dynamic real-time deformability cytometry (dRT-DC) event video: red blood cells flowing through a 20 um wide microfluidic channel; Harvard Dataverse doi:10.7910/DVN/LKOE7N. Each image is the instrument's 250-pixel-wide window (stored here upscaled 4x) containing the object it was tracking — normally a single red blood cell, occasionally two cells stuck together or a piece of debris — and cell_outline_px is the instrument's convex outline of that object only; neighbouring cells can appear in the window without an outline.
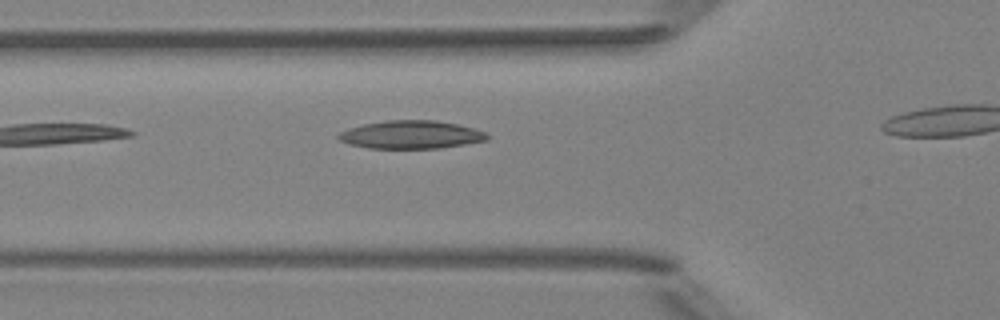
{"species": "Egyptian fruit bat (a non-hibernating species)", "species_latin": "Rousettus aegyptiacus", "temperature_condition": "room temperature", "stored_images_in_passage": 9, "camera_frame_rate_fps": 3000, "um_per_image_px": 0.085, "animal": {"sex": "female"}, "frame": {"image": 1, "passage_image": 2, "time_ms": 0.333, "image_size_px": [1000, 320], "cell_outline_px": [[492, 136], [488, 140], [440, 148], [368, 148], [348, 144], [340, 140], [336, 136], [340, 132], [348, 128], [364, 124], [388, 120], [436, 120], [456, 124], [472, 128], [484, 132]], "centroid_in_image_um": [34.93, 11.45], "position_along_channel_um": 90.9, "area_um2": 24.28}}